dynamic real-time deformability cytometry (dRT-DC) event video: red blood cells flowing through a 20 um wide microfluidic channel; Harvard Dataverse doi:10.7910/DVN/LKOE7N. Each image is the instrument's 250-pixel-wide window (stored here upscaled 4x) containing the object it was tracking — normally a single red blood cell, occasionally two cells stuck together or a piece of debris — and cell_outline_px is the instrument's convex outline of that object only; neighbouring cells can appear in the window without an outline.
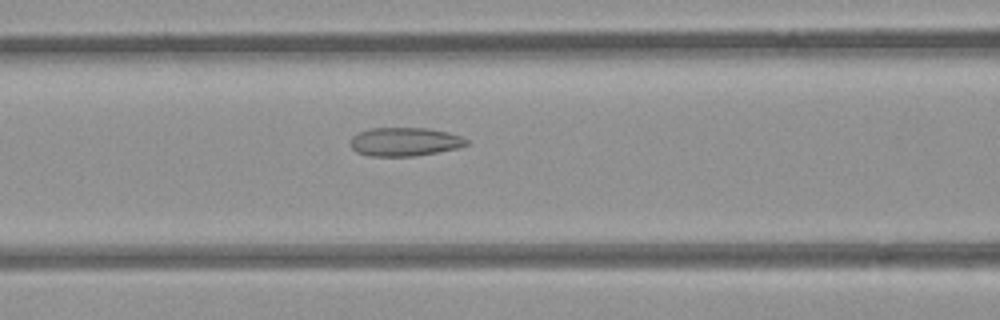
{"species": "common noctule bat (a hibernating species)", "species_latin": "Nyctalus noctula", "temperature_condition": "room temperature", "stored_images_in_passage": 44, "camera_frame_rate_fps": 3000, "um_per_image_px": 0.085, "animal": {"sex": "female", "body_mass_g": 21.9}, "frame": {"image": 1, "passage_image": 13, "time_ms": 4.0, "image_size_px": [1000, 320], "cell_outline_px": [[468, 144], [460, 148], [416, 156], [368, 156], [356, 152], [352, 148], [352, 136], [360, 132], [372, 128], [428, 128], [448, 132], [460, 136], [468, 140]], "centroid_in_image_um": [34.43, 12.06], "position_along_channel_um": 132.2, "area_um2": 19.36}}
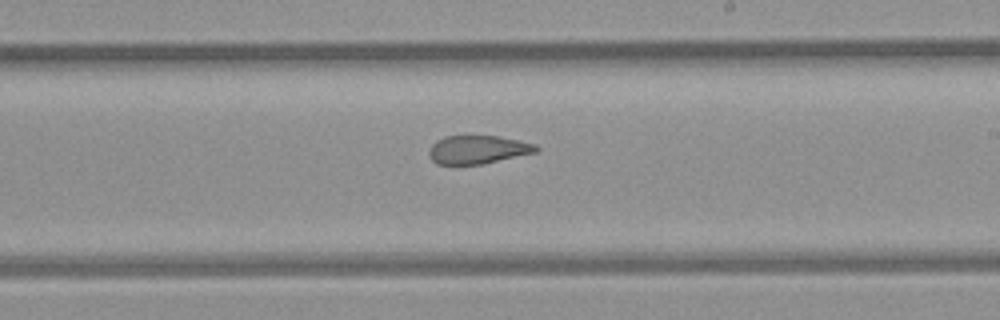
{"frame": {"image": 2, "passage_image": 22, "time_ms": 7.0, "image_size_px": [1000, 320], "cell_outline_px": [[540, 148], [536, 152], [480, 164], [436, 164], [428, 156], [428, 148], [436, 140], [444, 136], [500, 136], [536, 144]], "centroid_in_image_um": [40.57, 12.7], "position_along_channel_um": 248.4, "area_um2": 17.69}}
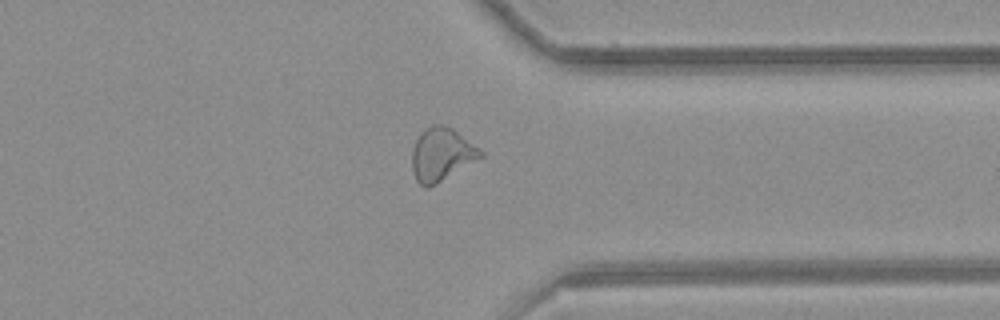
{"frame": {"image": 3, "passage_image": 32, "time_ms": 10.333, "image_size_px": [1000, 320], "cell_outline_px": [[484, 156], [436, 184], [428, 188], [424, 188], [416, 180], [412, 168], [412, 148], [420, 132], [424, 128], [432, 124], [444, 124], [452, 128], [484, 152]], "centroid_in_image_um": [37.51, 13.12], "position_along_channel_um": 373.9, "area_um2": 21.27}, "authors_computed_cell_mechanics": {"area_um2": 20.0277, "velocity_mm_per_s": 3.8708, "shape_relaxation_time_tau1_ms": null, "shape_relaxation_time_tau2_ms": 2.2174, "deformation_change_tau1": null, "deformation_change_tau2": 0.0989}}